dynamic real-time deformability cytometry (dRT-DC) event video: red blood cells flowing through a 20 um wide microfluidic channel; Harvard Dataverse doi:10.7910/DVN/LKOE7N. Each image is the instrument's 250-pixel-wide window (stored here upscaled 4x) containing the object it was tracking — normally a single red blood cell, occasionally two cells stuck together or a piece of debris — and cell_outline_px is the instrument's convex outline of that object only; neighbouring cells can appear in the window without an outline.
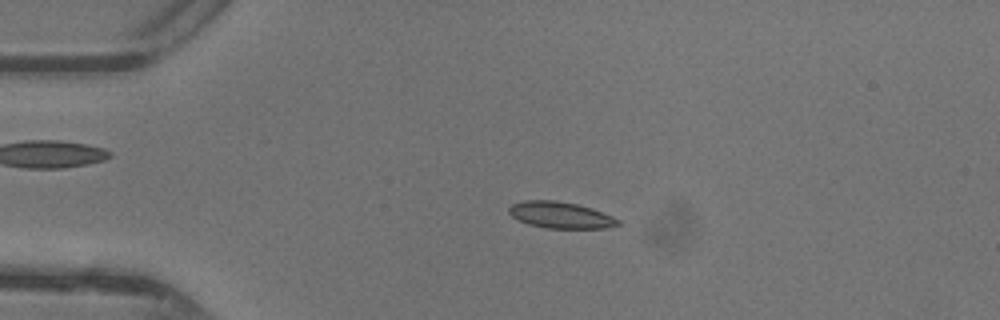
{"species": "common noctule bat (a hibernating species)", "species_latin": "Nyctalus noctula", "temperature_condition": "warm", "stored_images_in_passage": 47, "camera_frame_rate_fps": 3000, "um_per_image_px": 0.085, "animal": {"sex": "female"}, "frame": {"image": 1, "passage_image": 11, "time_ms": 3.333, "image_size_px": [1000, 320], "cell_outline_px": [[620, 224], [604, 228], [548, 228], [528, 224], [512, 216], [508, 212], [508, 208], [512, 204], [524, 200], [556, 200], [576, 204], [592, 208], [612, 216], [620, 220]], "centroid_in_image_um": [47.64, 18.27], "position_along_channel_um": 37.4, "area_um2": 16.7}}
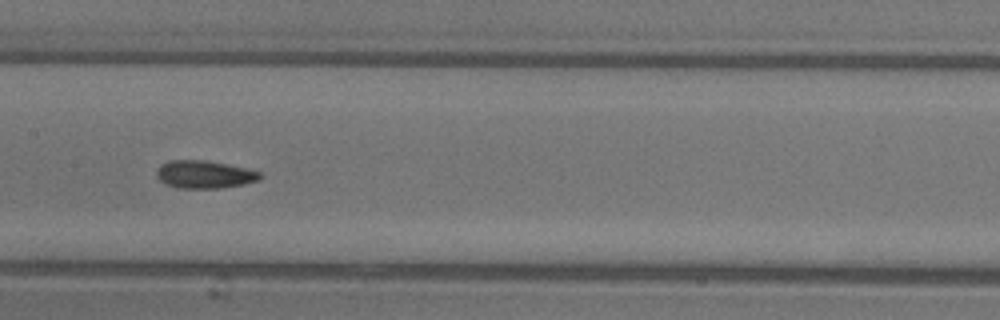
{"frame": {"image": 2, "passage_image": 24, "time_ms": 7.667, "image_size_px": [1000, 320], "cell_outline_px": [[264, 176], [260, 180], [244, 184], [220, 188], [176, 188], [164, 184], [156, 176], [156, 172], [160, 164], [168, 160], [204, 160], [248, 168], [260, 172]], "centroid_in_image_um": [17.38, 14.83], "position_along_channel_um": 190.0, "area_um2": 16.99}}
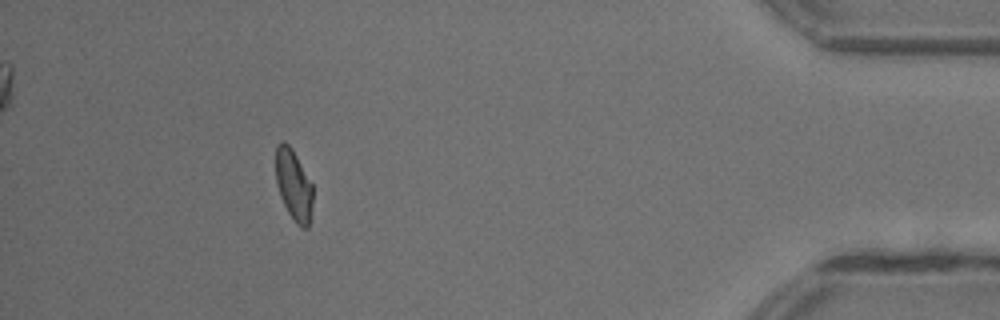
{"frame": {"image": 3, "passage_image": 43, "time_ms": 14.0, "image_size_px": [1000, 320], "cell_outline_px": [[312, 204], [308, 228], [300, 228], [296, 224], [288, 212], [280, 196], [276, 180], [276, 144], [284, 140], [292, 148], [312, 184]], "centroid_in_image_um": [24.95, 15.72], "position_along_channel_um": 410.2, "area_um2": 15.26}, "authors_computed_cell_mechanics": {"area_um2": 16.3574, "velocity_mm_per_s": 4.4015, "shape_relaxation_time_tau1_ms": 3.1238, "shape_relaxation_time_tau2_ms": 2.518, "deformation_change_tau1": 0.1111, "deformation_change_tau2": 0.0642}}